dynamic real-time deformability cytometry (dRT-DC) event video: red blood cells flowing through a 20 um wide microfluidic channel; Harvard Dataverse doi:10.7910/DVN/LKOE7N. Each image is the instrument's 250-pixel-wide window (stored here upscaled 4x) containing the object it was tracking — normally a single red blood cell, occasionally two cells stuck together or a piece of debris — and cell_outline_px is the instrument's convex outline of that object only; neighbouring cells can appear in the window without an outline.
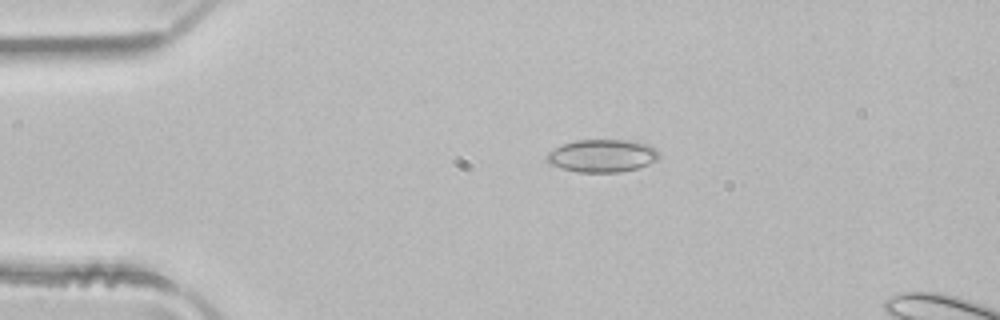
{"species": "common noctule bat (a hibernating species)", "species_latin": "Nyctalus noctula", "temperature_condition": "room temperature", "stored_images_in_passage": 5, "camera_frame_rate_fps": 3000, "um_per_image_px": 0.085, "animal": {"sex": "male", "body_mass_g": 21.5, "forearm_length_mm": 52.0}, "frame": {"image": 1, "passage_image": 3, "time_ms": 0.667, "image_size_px": [1000, 320], "cell_outline_px": [[660, 156], [656, 160], [648, 164], [636, 168], [620, 172], [576, 172], [560, 168], [548, 164], [548, 152], [564, 144], [576, 140], [628, 140], [644, 144], [656, 148], [660, 152]], "centroid_in_image_um": [51.19, 13.25], "position_along_channel_um": 33.8, "area_um2": 21.27}}